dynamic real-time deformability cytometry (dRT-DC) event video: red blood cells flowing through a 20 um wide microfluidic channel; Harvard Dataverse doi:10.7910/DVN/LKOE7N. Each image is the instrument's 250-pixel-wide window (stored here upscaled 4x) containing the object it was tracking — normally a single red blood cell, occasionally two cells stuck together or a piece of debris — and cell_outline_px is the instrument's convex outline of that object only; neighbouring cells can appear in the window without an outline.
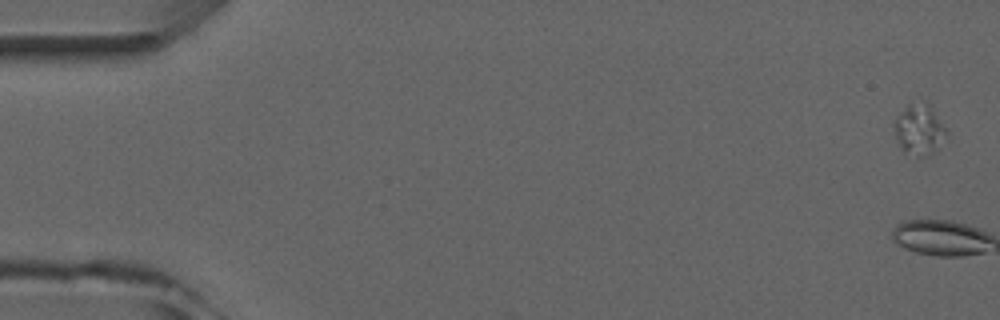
{"species": "common noctule bat (a hibernating species)", "species_latin": "Nyctalus noctula", "temperature_condition": "room temperature", "stored_images_in_passage": 3, "camera_frame_rate_fps": 3000, "um_per_image_px": 0.085, "animal": {"sex": "male", "forearm_length_mm": 52.5}, "frame": {"image": 1, "passage_image": 1, "time_ms": 0.0, "image_size_px": [1000, 320], "cell_outline_px": [[948, 136], [928, 156], [916, 156], [904, 152], [896, 140], [896, 116], [908, 108], [924, 100], [928, 104], [948, 132]], "centroid_in_image_um": [78.16, 11.07], "position_along_channel_um": 6.8, "area_um2": 14.68}}